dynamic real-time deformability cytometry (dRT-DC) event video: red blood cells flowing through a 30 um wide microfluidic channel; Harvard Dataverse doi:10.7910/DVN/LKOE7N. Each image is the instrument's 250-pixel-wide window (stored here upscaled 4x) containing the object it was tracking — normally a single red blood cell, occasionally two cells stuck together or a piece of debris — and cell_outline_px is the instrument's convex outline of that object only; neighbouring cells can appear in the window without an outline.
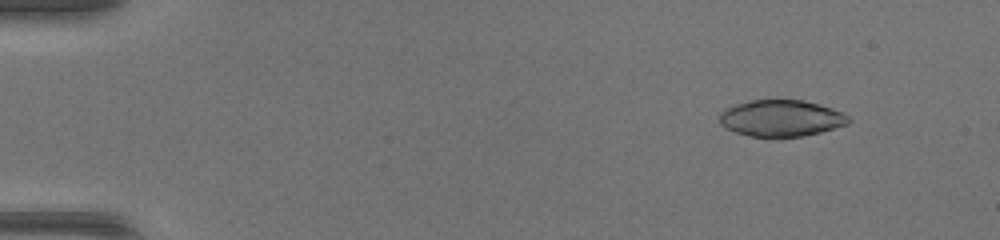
{"species": "common noctule bat (a hibernating species)", "species_latin": "Nyctalus noctula", "temperature_condition": "warm", "stored_images_in_passage": 48, "camera_frame_rate_fps": 3000, "um_per_image_px": 0.085, "animal": {"sex": "female", "body_mass_g": 17.0, "forearm_length_mm": 48.0}, "frame": {"image": 1, "passage_image": 6, "time_ms": 1.667, "image_size_px": [1000, 240], "cell_outline_px": [[852, 120], [848, 124], [820, 132], [804, 136], [748, 136], [736, 132], [720, 124], [720, 112], [724, 108], [748, 100], [804, 100], [820, 104], [832, 108], [848, 116]], "centroid_in_image_um": [66.4, 10.03], "position_along_channel_um": 18.6, "area_um2": 27.34}}
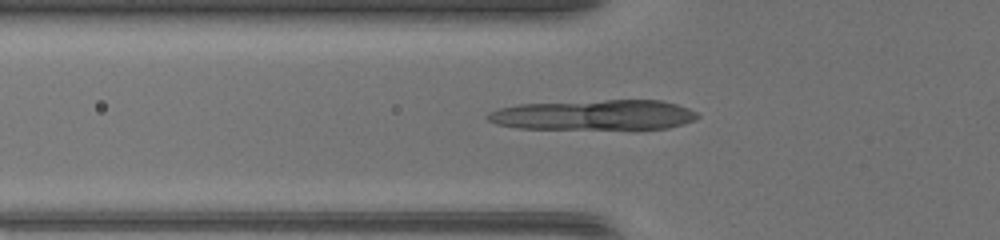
{"frame": {"image": 2, "passage_image": 18, "time_ms": 5.667, "image_size_px": [1000, 240], "cell_outline_px": [[700, 116], [696, 120], [684, 124], [668, 128], [520, 128], [496, 124], [488, 120], [484, 116], [488, 112], [500, 108], [520, 104], [604, 100], [660, 100], [676, 104], [688, 108], [696, 112]], "centroid_in_image_um": [50.51, 9.76], "position_along_channel_um": 75.3, "area_um2": 36.59}}